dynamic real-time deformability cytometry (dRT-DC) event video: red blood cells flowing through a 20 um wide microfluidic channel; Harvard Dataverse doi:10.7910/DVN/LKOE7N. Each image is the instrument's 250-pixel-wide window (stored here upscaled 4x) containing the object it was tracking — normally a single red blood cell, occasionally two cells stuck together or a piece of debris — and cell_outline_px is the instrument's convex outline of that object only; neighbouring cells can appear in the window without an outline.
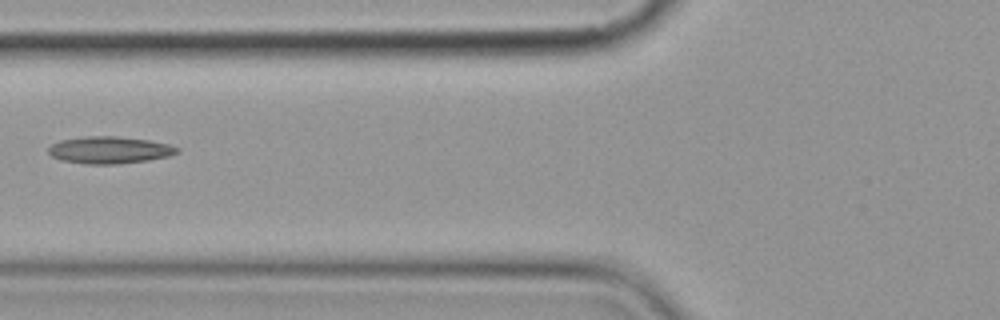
{"species": "common noctule bat (a hibernating species)", "species_latin": "Nyctalus noctula", "temperature_condition": "cold", "stored_images_in_passage": 9, "camera_frame_rate_fps": 3000, "um_per_image_px": 0.085, "animal": {"sex": "female", "body_mass_g": 19.9}, "frame": {"image": 1, "passage_image": 6, "time_ms": 7.0, "image_size_px": [1000, 320], "cell_outline_px": [[180, 152], [168, 156], [148, 160], [116, 164], [84, 164], [60, 160], [52, 156], [48, 152], [48, 148], [52, 144], [60, 140], [84, 136], [116, 136], [148, 140], [168, 144], [180, 148]], "centroid_in_image_um": [9.29, 12.75], "position_along_channel_um": 116.5, "area_um2": 20.35}}
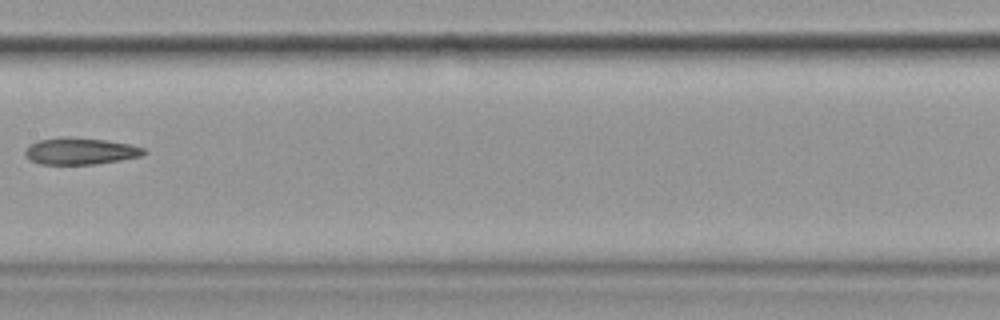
{"frame": {"image": 2, "passage_image": 8, "time_ms": 9.333, "image_size_px": [1000, 320], "cell_outline_px": [[148, 152], [144, 156], [96, 164], [40, 164], [24, 156], [24, 152], [28, 144], [40, 140], [68, 136], [72, 136], [104, 140], [128, 144], [144, 148]], "centroid_in_image_um": [6.83, 12.84], "position_along_channel_um": 200.6, "area_um2": 18.61}}
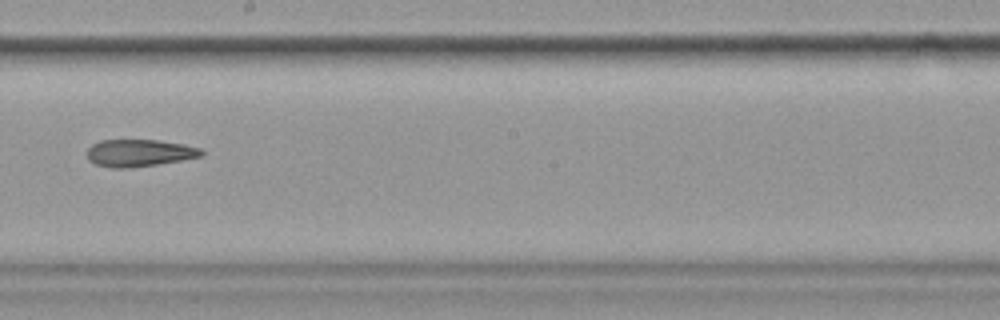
{"frame": {"image": 3, "passage_image": 9, "time_ms": 10.333, "image_size_px": [1000, 320], "cell_outline_px": [[204, 152], [200, 156], [180, 160], [156, 164], [128, 168], [112, 168], [96, 164], [88, 160], [88, 148], [92, 144], [100, 140], [160, 140], [184, 144], [200, 148]], "centroid_in_image_um": [11.81, 12.99], "position_along_channel_um": 236.4, "area_um2": 17.98}}